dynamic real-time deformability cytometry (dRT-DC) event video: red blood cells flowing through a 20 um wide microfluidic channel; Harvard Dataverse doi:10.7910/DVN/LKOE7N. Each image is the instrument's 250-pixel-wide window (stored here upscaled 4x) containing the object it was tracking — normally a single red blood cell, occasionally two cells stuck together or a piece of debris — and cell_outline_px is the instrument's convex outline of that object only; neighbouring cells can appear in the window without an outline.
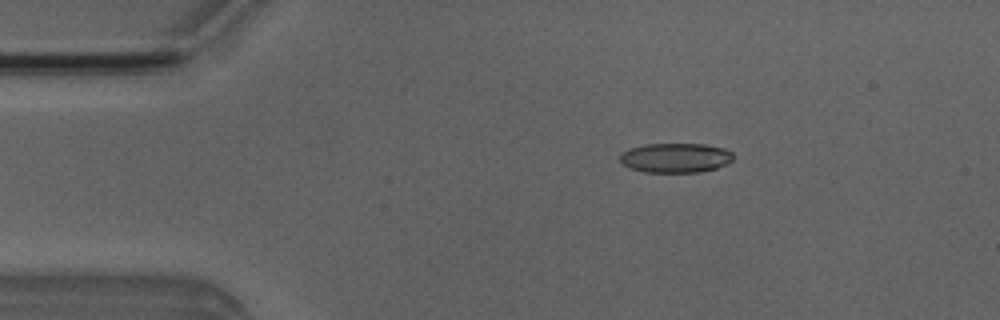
{"species": "Egyptian fruit bat (a non-hibernating species)", "species_latin": "Rousettus aegyptiacus", "temperature_condition": "room temperature", "stored_images_in_passage": 51, "camera_frame_rate_fps": 3000, "um_per_image_px": 0.085, "animal": {"sex": "male"}, "frame": {"image": 1, "passage_image": 9, "time_ms": 2.667, "image_size_px": [1000, 320], "cell_outline_px": [[732, 160], [728, 164], [716, 168], [700, 172], [644, 172], [628, 168], [620, 164], [620, 152], [628, 148], [644, 144], [704, 144], [724, 148], [732, 152]], "centroid_in_image_um": [57.37, 13.41], "position_along_channel_um": 27.6, "area_um2": 19.83}}
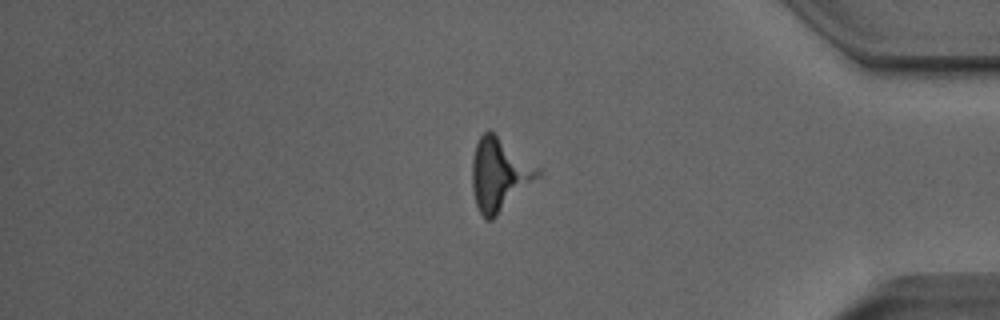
{"frame": {"image": 2, "passage_image": 43, "time_ms": 14.0, "image_size_px": [1000, 320], "cell_outline_px": [[540, 176], [492, 220], [484, 220], [476, 204], [472, 188], [472, 160], [476, 144], [480, 136], [488, 128], [540, 168]], "centroid_in_image_um": [42.43, 14.83], "position_along_channel_um": 392.8, "area_um2": 27.63}}
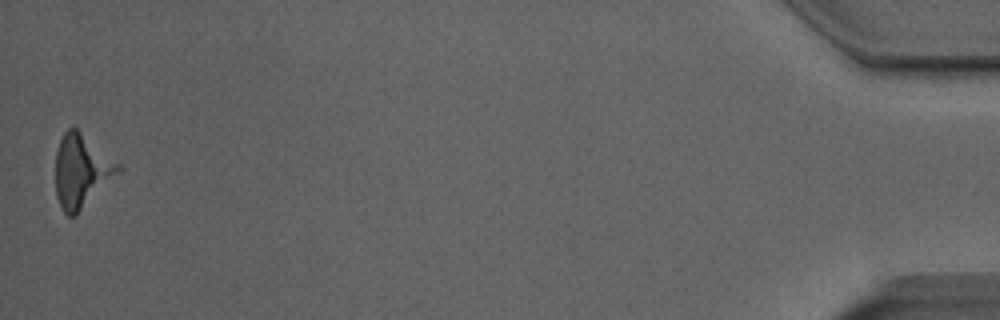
{"frame": {"image": 3, "passage_image": 51, "time_ms": 16.667, "image_size_px": [1000, 320], "cell_outline_px": [[124, 168], [76, 216], [68, 216], [64, 212], [56, 196], [56, 152], [60, 140], [64, 132], [68, 128], [76, 128], [120, 164]], "centroid_in_image_um": [6.93, 14.55], "position_along_channel_um": 428.3, "area_um2": 26.53}, "authors_computed_cell_mechanics": {"area_um2": 19.7098, "velocity_mm_per_s": 3.956, "shape_relaxation_time_tau1_ms": 0.626, "shape_relaxation_time_tau2_ms": null, "deformation_change_tau1": 0.4041, "deformation_change_tau2": null}}